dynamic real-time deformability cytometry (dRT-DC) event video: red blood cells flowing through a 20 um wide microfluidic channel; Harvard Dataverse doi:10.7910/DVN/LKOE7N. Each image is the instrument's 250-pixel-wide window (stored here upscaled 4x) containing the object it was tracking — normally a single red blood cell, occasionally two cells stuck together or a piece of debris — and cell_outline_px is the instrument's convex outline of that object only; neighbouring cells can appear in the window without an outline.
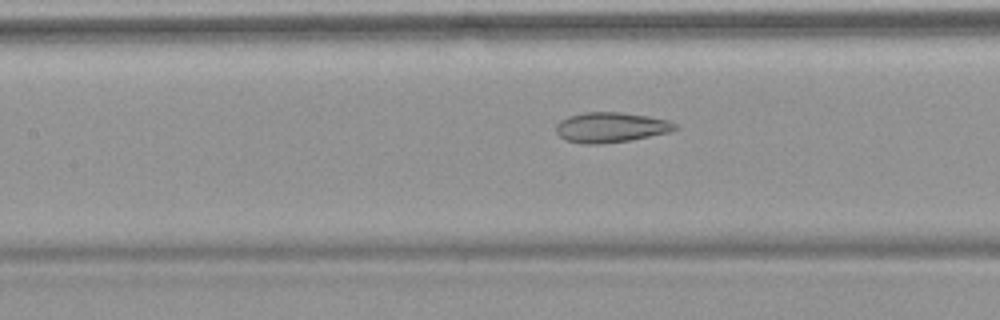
{"species": "common noctule bat (a hibernating species)", "species_latin": "Nyctalus noctula", "temperature_condition": "warm", "stored_images_in_passage": 44, "camera_frame_rate_fps": 3000, "um_per_image_px": 0.085, "animal": {"sex": "female", "body_mass_g": 18.4}, "frame": {"image": 1, "passage_image": 24, "time_ms": 7.667, "image_size_px": [1000, 320], "cell_outline_px": [[680, 128], [672, 132], [628, 140], [596, 144], [584, 144], [568, 140], [560, 136], [556, 132], [556, 124], [560, 120], [568, 116], [584, 112], [620, 112], [648, 116], [668, 120], [680, 124]], "centroid_in_image_um": [51.97, 10.81], "position_along_channel_um": 155.4, "area_um2": 20.98}}
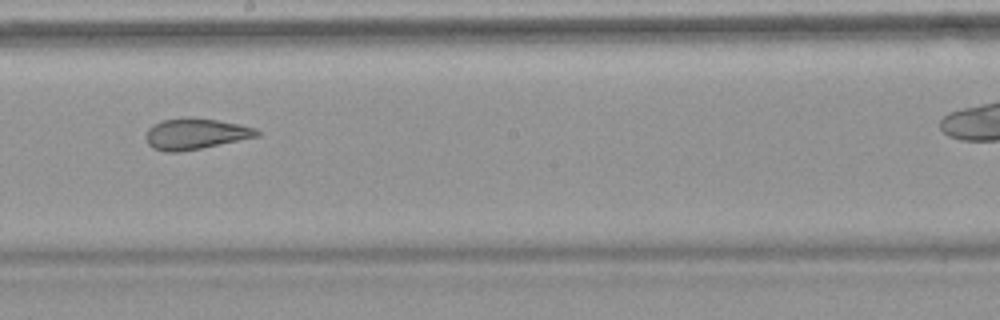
{"frame": {"image": 2, "passage_image": 30, "time_ms": 9.667, "image_size_px": [1000, 320], "cell_outline_px": [[260, 136], [200, 148], [176, 152], [164, 152], [152, 148], [148, 144], [144, 136], [148, 128], [152, 124], [164, 120], [216, 120], [240, 124], [256, 128], [260, 132]], "centroid_in_image_um": [16.6, 11.42], "position_along_channel_um": 231.6, "area_um2": 19.42}}
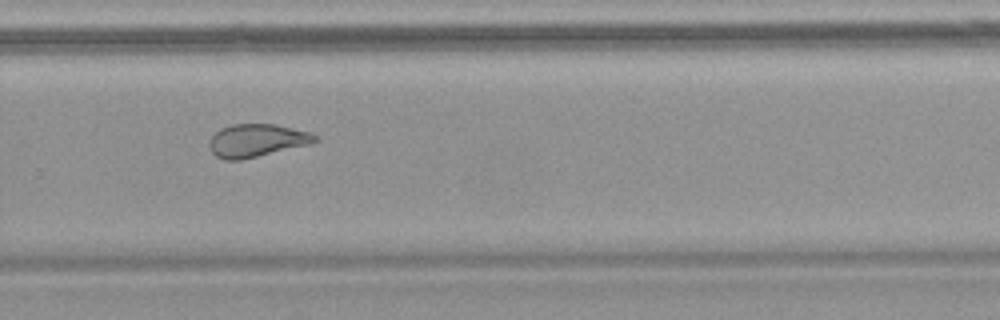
{"frame": {"image": 3, "passage_image": 36, "time_ms": 11.667, "image_size_px": [1000, 320], "cell_outline_px": [[320, 140], [312, 144], [240, 160], [224, 160], [216, 156], [212, 152], [208, 144], [212, 136], [220, 128], [232, 124], [276, 124], [308, 132], [316, 136]], "centroid_in_image_um": [21.82, 11.94], "position_along_channel_um": 308.0, "area_um2": 20.29}}